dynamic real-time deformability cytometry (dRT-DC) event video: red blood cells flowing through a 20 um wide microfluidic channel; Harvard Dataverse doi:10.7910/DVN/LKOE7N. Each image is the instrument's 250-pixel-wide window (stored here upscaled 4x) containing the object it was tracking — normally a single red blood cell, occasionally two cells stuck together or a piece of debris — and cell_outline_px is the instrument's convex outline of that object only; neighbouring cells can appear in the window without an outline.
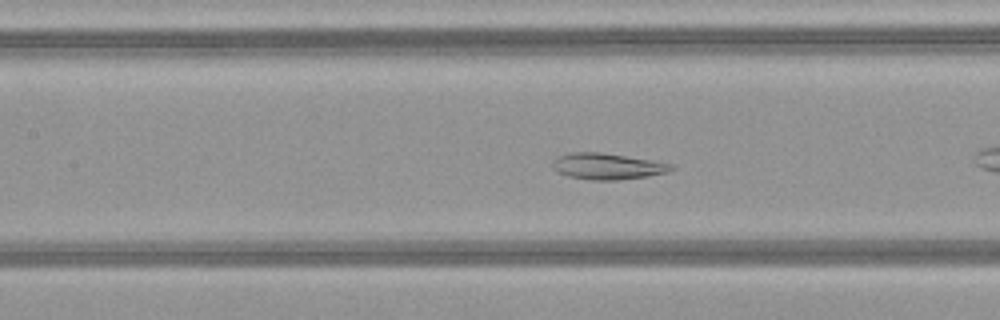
{"species": "common noctule bat (a hibernating species)", "species_latin": "Nyctalus noctula", "temperature_condition": "warm", "stored_images_in_passage": 36, "camera_frame_rate_fps": 3000, "um_per_image_px": 0.085, "animal": {"sex": "female", "body_mass_g": 21.9}, "frame": {"image": 1, "passage_image": 8, "time_ms": 2.333, "image_size_px": [1000, 320], "cell_outline_px": [[676, 168], [668, 172], [648, 176], [620, 180], [592, 180], [568, 176], [556, 172], [552, 168], [552, 160], [560, 156], [572, 152], [600, 152], [652, 160], [672, 164]], "centroid_in_image_um": [51.62, 14.14], "position_along_channel_um": 155.8, "area_um2": 18.21}}
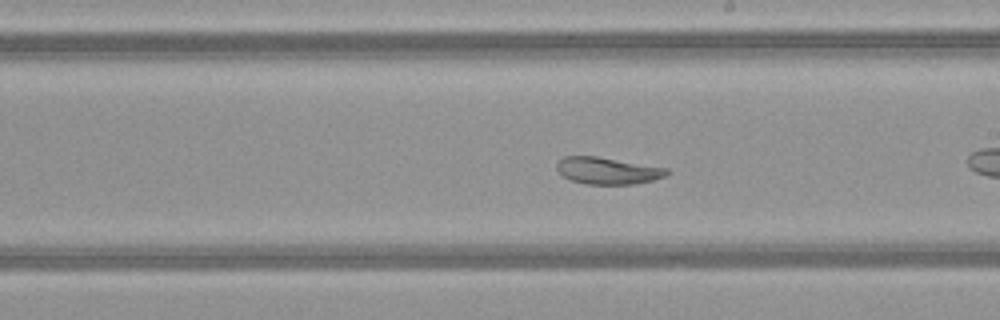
{"frame": {"image": 2, "passage_image": 14, "time_ms": 4.333, "image_size_px": [1000, 320], "cell_outline_px": [[668, 176], [652, 180], [632, 184], [584, 184], [572, 180], [564, 176], [556, 168], [556, 164], [564, 156], [596, 156], [668, 168]], "centroid_in_image_um": [51.66, 14.51], "position_along_channel_um": 237.3, "area_um2": 17.11}}
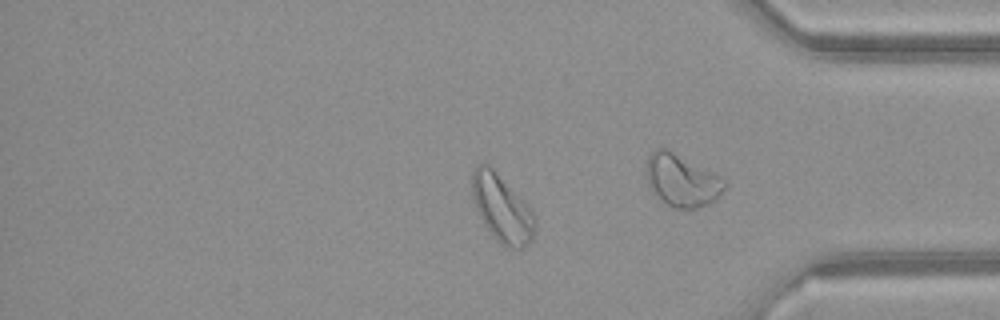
{"frame": {"image": 3, "passage_image": 27, "time_ms": 8.667, "image_size_px": [1000, 320], "cell_outline_px": [[536, 224], [532, 240], [524, 248], [508, 248], [500, 244], [496, 240], [484, 224], [476, 208], [472, 196], [472, 172], [476, 164], [488, 164], [528, 204], [536, 220]], "centroid_in_image_um": [42.67, 17.73], "position_along_channel_um": 392.5, "area_um2": 24.62}, "authors_computed_cell_mechanics": {"area_um2": 19.941, "velocity_mm_per_s": 4.0925, "shape_relaxation_time_tau1_ms": 6.3929, "shape_relaxation_time_tau2_ms": 7.3655, "deformation_change_tau1": 0.1352, "deformation_change_tau2": 0.097}}